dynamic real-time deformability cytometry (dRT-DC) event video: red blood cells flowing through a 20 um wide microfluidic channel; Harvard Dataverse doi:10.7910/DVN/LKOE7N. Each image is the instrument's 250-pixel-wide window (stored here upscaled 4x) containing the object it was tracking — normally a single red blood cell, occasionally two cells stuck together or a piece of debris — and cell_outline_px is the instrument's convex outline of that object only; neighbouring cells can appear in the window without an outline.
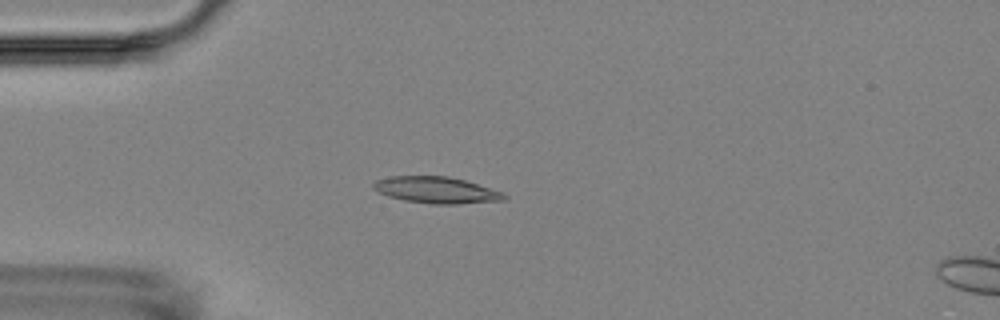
{"species": "Egyptian fruit bat (a non-hibernating species)", "species_latin": "Rousettus aegyptiacus", "temperature_condition": "room temperature", "stored_images_in_passage": 6, "camera_frame_rate_fps": 3000, "um_per_image_px": 0.085, "animal": {"sex": "female"}, "frame": {"image": 1, "passage_image": 5, "time_ms": 4.667, "image_size_px": [1000, 320], "cell_outline_px": [[508, 196], [504, 200], [460, 204], [432, 204], [404, 200], [388, 196], [376, 192], [372, 188], [372, 184], [376, 180], [388, 176], [448, 176], [464, 180], [504, 192]], "centroid_in_image_um": [37.07, 16.15], "position_along_channel_um": 47.9, "area_um2": 20.35}}